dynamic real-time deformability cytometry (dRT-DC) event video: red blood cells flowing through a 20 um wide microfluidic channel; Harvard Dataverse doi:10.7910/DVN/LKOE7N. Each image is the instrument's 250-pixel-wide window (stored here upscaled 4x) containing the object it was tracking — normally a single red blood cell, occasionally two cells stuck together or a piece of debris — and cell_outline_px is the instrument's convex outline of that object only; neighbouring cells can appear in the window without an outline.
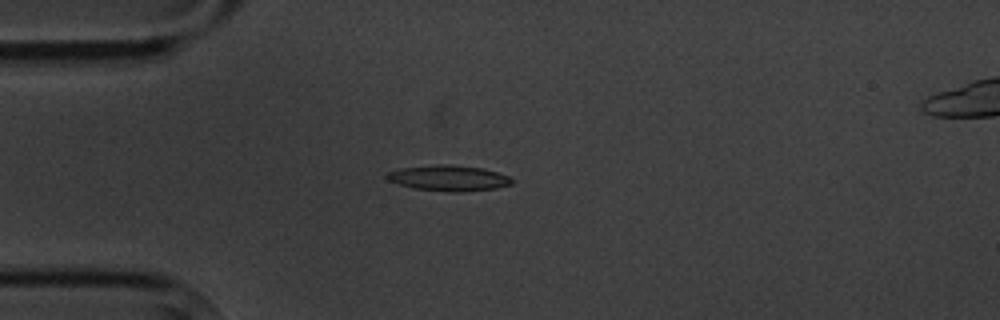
{"species": "common noctule bat (a hibernating species)", "species_latin": "Nyctalus noctula", "temperature_condition": "cold", "stored_images_in_passage": 4, "camera_frame_rate_fps": 3000, "um_per_image_px": 0.085, "animal": {"sex": "male", "body_mass_g": 20.1, "forearm_length_mm": 53.5}, "frame": {"image": 1, "passage_image": 4, "time_ms": 3.333, "image_size_px": [1000, 320], "cell_outline_px": [[512, 184], [496, 188], [416, 188], [400, 184], [388, 180], [384, 176], [388, 172], [404, 168], [440, 164], [444, 164], [480, 168], [496, 172], [508, 176], [512, 180]], "centroid_in_image_um": [38.09, 15.07], "position_along_channel_um": 46.9, "area_um2": 16.94}}